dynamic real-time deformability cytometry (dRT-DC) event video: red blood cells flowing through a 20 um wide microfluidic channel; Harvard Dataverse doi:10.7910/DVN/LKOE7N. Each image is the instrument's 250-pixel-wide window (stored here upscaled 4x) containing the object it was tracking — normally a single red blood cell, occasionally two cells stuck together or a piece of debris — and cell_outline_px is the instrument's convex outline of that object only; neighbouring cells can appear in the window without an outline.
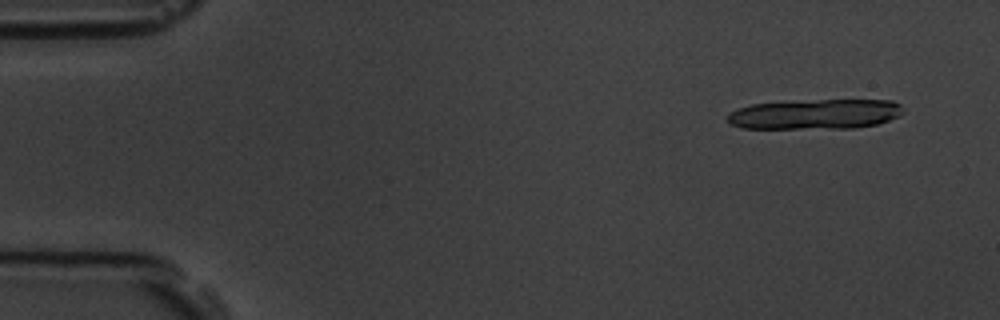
{"species": "common noctule bat (a hibernating species)", "species_latin": "Nyctalus noctula", "temperature_condition": "room temperature", "stored_images_in_passage": 5, "camera_frame_rate_fps": 3000, "um_per_image_px": 0.085, "animal": {"sex": "male", "body_mass_g": 19.5, "forearm_length_mm": 54.6}, "frame": {"image": 1, "passage_image": 1, "time_ms": 0.0, "image_size_px": [1000, 320], "cell_outline_px": [[904, 112], [900, 116], [876, 124], [852, 128], [744, 128], [728, 124], [724, 120], [728, 112], [752, 104], [820, 100], [892, 100], [900, 104]], "centroid_in_image_um": [69.27, 9.71], "position_along_channel_um": 15.7, "area_um2": 30.69}}
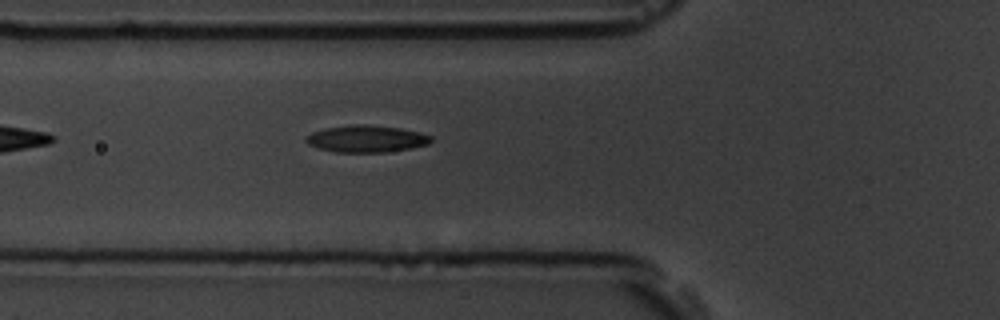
{"frame": {"image": 2, "passage_image": 5, "time_ms": 5.333, "image_size_px": [1000, 320], "cell_outline_px": [[432, 140], [428, 144], [412, 148], [388, 152], [336, 152], [320, 148], [308, 144], [304, 140], [304, 136], [312, 132], [324, 128], [356, 124], [364, 124], [400, 128], [420, 132], [432, 136]], "centroid_in_image_um": [31.14, 11.79], "position_along_channel_um": 94.7, "area_um2": 19.71}}